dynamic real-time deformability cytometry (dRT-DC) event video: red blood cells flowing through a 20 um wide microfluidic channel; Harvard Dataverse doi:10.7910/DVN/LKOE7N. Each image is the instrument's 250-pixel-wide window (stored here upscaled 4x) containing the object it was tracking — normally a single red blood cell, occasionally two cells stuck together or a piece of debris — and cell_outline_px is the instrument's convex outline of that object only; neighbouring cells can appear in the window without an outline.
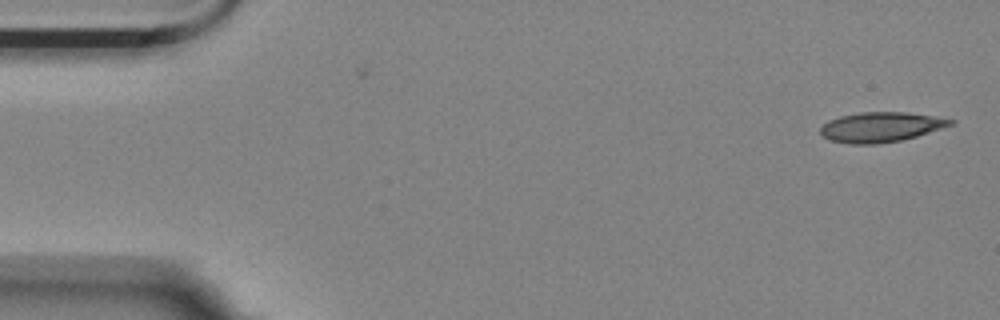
{"species": "Egyptian fruit bat (a non-hibernating species)", "species_latin": "Rousettus aegyptiacus", "temperature_condition": "room temperature", "stored_images_in_passage": 55, "camera_frame_rate_fps": 3000, "um_per_image_px": 0.085, "animal": {"sex": "female"}, "frame": {"image": 1, "passage_image": 1, "time_ms": 0.0, "image_size_px": [1000, 320], "cell_outline_px": [[956, 124], [916, 136], [900, 140], [876, 144], [852, 144], [832, 140], [824, 136], [820, 132], [820, 128], [828, 120], [840, 116], [860, 112], [908, 112], [956, 120]], "centroid_in_image_um": [74.9, 10.79], "position_along_channel_um": 10.1, "area_um2": 22.54}}
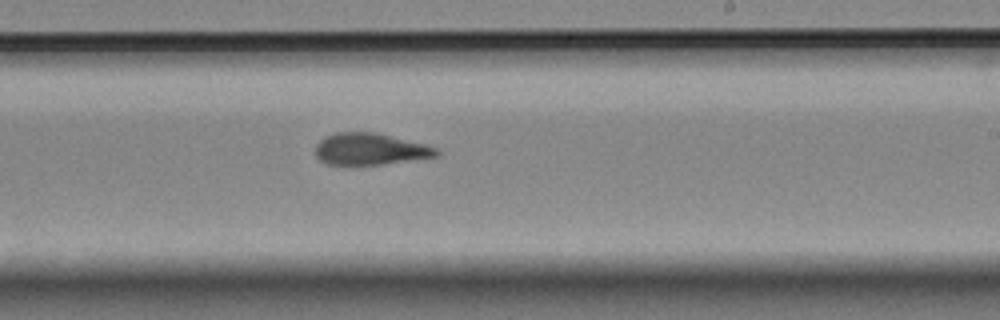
{"frame": {"image": 2, "passage_image": 32, "time_ms": 10.333, "image_size_px": [1000, 320], "cell_outline_px": [[440, 156], [384, 164], [352, 168], [344, 168], [324, 164], [316, 156], [316, 144], [320, 140], [336, 132], [376, 132], [424, 144], [436, 148], [440, 152]], "centroid_in_image_um": [31.41, 12.73], "position_along_channel_um": 257.6, "area_um2": 23.24}}
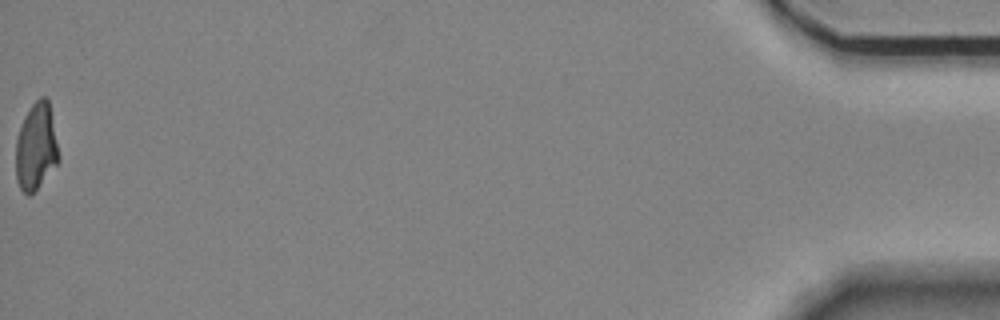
{"frame": {"image": 3, "passage_image": 55, "time_ms": 18.0, "image_size_px": [1000, 320], "cell_outline_px": [[60, 160], [36, 188], [28, 196], [20, 188], [16, 180], [16, 140], [24, 116], [32, 104], [40, 96], [44, 96], [48, 100], [60, 156]], "centroid_in_image_um": [3.06, 12.46], "position_along_channel_um": 432.1, "area_um2": 21.44}, "authors_computed_cell_mechanics": {"area_um2": 23.12, "velocity_mm_per_s": 3.5511, "shape_relaxation_time_tau1_ms": null, "shape_relaxation_time_tau2_ms": 2.6048, "deformation_change_tau1": null, "deformation_change_tau2": 0.1034}}